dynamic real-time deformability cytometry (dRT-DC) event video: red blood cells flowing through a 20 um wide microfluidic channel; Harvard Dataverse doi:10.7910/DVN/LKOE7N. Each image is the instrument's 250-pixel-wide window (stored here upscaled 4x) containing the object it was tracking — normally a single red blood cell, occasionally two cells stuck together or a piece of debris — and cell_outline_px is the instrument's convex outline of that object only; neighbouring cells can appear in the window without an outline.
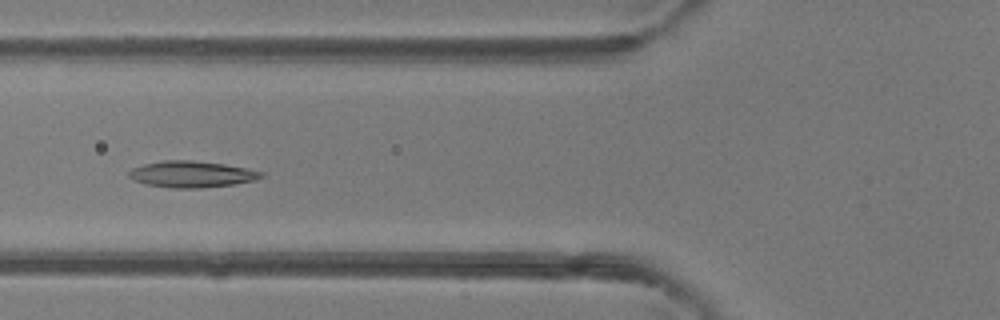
{"species": "common noctule bat (a hibernating species)", "species_latin": "Nyctalus noctula", "temperature_condition": "room temperature", "stored_images_in_passage": 49, "camera_frame_rate_fps": 3000, "um_per_image_px": 0.085, "animal": {"sex": "female"}, "frame": {"image": 1, "passage_image": 19, "time_ms": 6.0, "image_size_px": [1000, 320], "cell_outline_px": [[264, 176], [252, 180], [232, 184], [200, 188], [168, 188], [144, 184], [132, 180], [128, 176], [128, 172], [132, 168], [144, 164], [160, 160], [192, 160], [224, 164], [248, 168], [264, 172]], "centroid_in_image_um": [16.23, 14.8], "position_along_channel_um": 109.6, "area_um2": 20.46}}
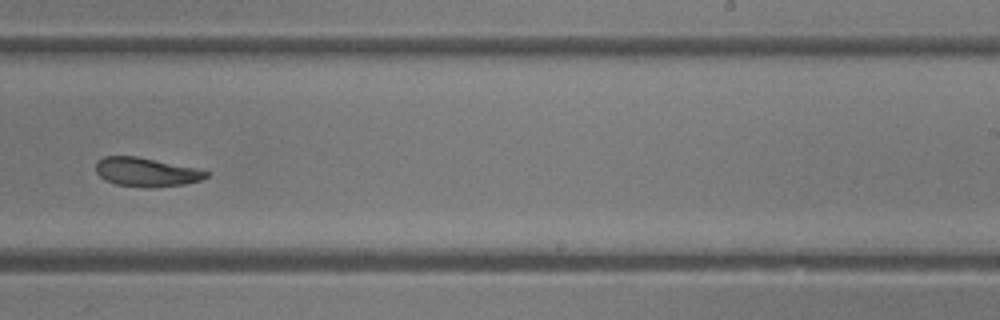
{"frame": {"image": 2, "passage_image": 31, "time_ms": 10.0, "image_size_px": [1000, 320], "cell_outline_px": [[212, 172], [208, 176], [200, 180], [184, 184], [152, 188], [116, 184], [104, 180], [96, 172], [96, 160], [104, 156], [136, 156], [200, 168]], "centroid_in_image_um": [12.46, 14.62], "position_along_channel_um": 276.5, "area_um2": 18.84}}
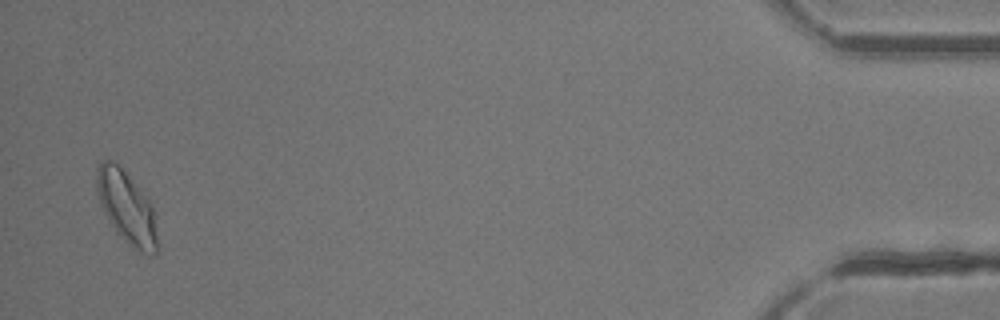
{"frame": {"image": 3, "passage_image": 48, "time_ms": 15.667, "image_size_px": [1000, 320], "cell_outline_px": [[156, 252], [140, 252], [132, 248], [116, 232], [104, 212], [96, 188], [96, 168], [100, 160], [112, 160], [124, 172], [148, 200], [152, 208], [156, 236]], "centroid_in_image_um": [10.7, 17.61], "position_along_channel_um": 424.5, "area_um2": 24.57}, "authors_computed_cell_mechanics": {"area_um2": 20.6924, "velocity_mm_per_s": 4.1814, "shape_relaxation_time_tau1_ms": 3.321, "shape_relaxation_time_tau2_ms": 3.4538, "deformation_change_tau1": 0.1259, "deformation_change_tau2": 0.087}}